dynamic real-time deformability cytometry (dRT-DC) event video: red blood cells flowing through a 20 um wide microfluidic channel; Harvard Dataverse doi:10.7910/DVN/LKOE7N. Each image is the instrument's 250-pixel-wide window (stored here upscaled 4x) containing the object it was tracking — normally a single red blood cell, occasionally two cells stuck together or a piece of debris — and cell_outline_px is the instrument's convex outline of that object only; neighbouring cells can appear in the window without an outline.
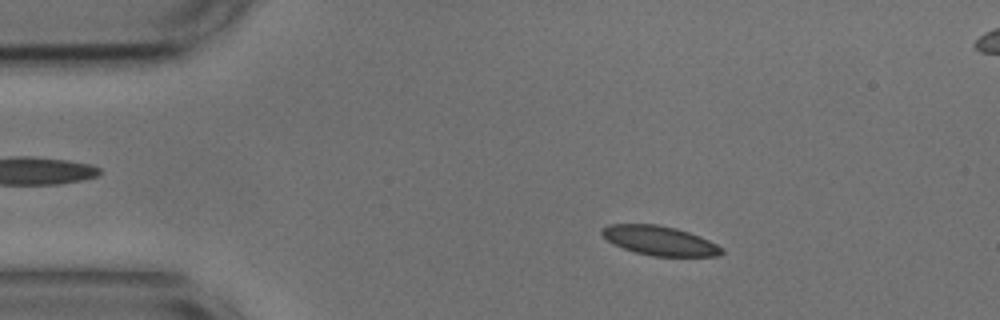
{"species": "common noctule bat (a hibernating species)", "species_latin": "Nyctalus noctula", "temperature_condition": "cold", "stored_images_in_passage": 55, "segment_of_instrument_passage": [1, 2], "camera_frame_rate_fps": 3000, "um_per_image_px": 0.085, "animal": {"sex": "male", "body_mass_g": 17.9, "forearm_length_mm": 54.2}, "frame": {"image": 1, "passage_image": 9, "time_ms": 2.667, "image_size_px": [1000, 320], "cell_outline_px": [[724, 252], [716, 256], [652, 256], [636, 252], [612, 244], [600, 232], [600, 228], [608, 224], [656, 224], [676, 228], [700, 236], [724, 248]], "centroid_in_image_um": [56.05, 20.45], "position_along_channel_um": 28.9, "area_um2": 20.46}}
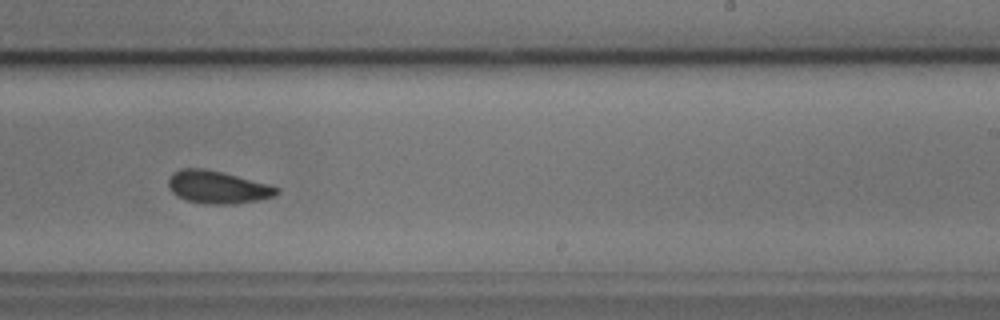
{"frame": {"image": 2, "passage_image": 33, "time_ms": 10.667, "image_size_px": [1000, 320], "cell_outline_px": [[280, 192], [276, 196], [260, 200], [236, 204], [204, 204], [188, 200], [176, 196], [168, 188], [168, 176], [172, 172], [180, 168], [204, 168], [272, 184], [280, 188]], "centroid_in_image_um": [18.52, 15.91], "position_along_channel_um": 270.5, "area_um2": 21.1}}
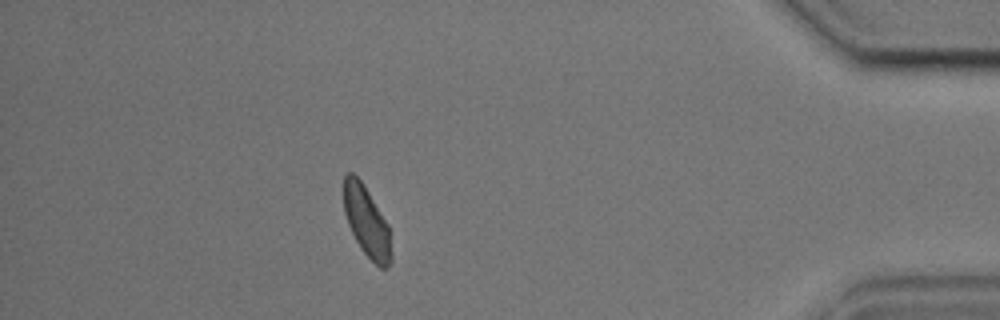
{"frame": {"image": 3, "passage_image": 48, "time_ms": 15.667, "image_size_px": [1000, 320], "cell_outline_px": [[392, 260], [388, 268], [380, 268], [360, 248], [348, 224], [344, 212], [344, 176], [348, 172], [352, 172], [364, 184], [388, 224], [392, 256]], "centroid_in_image_um": [31.17, 18.85], "position_along_channel_um": 404.0, "area_um2": 19.42}}